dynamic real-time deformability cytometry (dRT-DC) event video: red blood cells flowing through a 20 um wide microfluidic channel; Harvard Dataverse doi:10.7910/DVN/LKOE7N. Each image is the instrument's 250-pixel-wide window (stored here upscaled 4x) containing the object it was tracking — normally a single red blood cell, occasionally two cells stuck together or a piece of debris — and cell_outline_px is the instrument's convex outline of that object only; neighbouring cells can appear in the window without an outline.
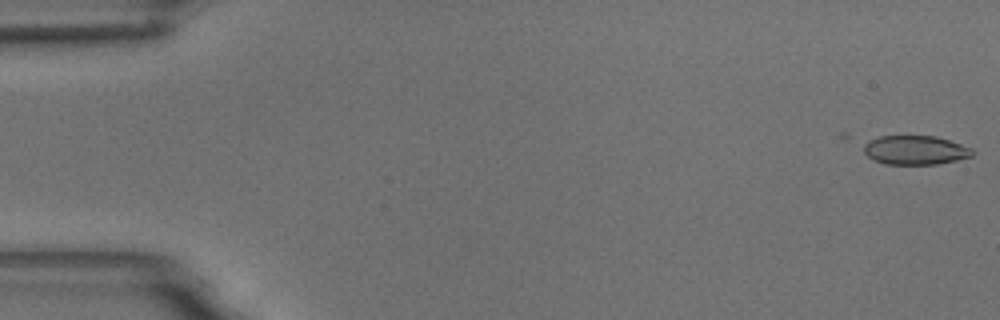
{"species": "common noctule bat (a hibernating species)", "species_latin": "Nyctalus noctula", "temperature_condition": "room temperature", "stored_images_in_passage": 5, "camera_frame_rate_fps": 3000, "um_per_image_px": 0.085, "animal": {"sex": "male", "body_mass_g": 18.8}, "frame": {"image": 1, "passage_image": 1, "time_ms": 0.0, "image_size_px": [1000, 320], "cell_outline_px": [[976, 152], [972, 156], [956, 160], [936, 164], [884, 164], [868, 156], [864, 152], [864, 144], [868, 140], [880, 136], [936, 136], [972, 148]], "centroid_in_image_um": [77.81, 12.75], "position_along_channel_um": 7.2, "area_um2": 18.32}}